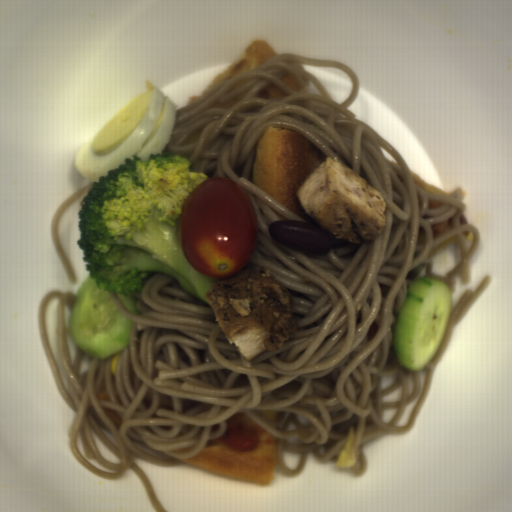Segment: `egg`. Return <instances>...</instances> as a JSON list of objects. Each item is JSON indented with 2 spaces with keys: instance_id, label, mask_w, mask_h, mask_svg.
<instances>
[{
  "instance_id": "d2b9013d",
  "label": "egg",
  "mask_w": 512,
  "mask_h": 512,
  "mask_svg": "<svg viewBox=\"0 0 512 512\" xmlns=\"http://www.w3.org/2000/svg\"><path fill=\"white\" fill-rule=\"evenodd\" d=\"M146 92L122 107L76 152L75 166L85 179L98 182L133 154L143 161L169 145L177 105L148 79Z\"/></svg>"
}]
</instances>
